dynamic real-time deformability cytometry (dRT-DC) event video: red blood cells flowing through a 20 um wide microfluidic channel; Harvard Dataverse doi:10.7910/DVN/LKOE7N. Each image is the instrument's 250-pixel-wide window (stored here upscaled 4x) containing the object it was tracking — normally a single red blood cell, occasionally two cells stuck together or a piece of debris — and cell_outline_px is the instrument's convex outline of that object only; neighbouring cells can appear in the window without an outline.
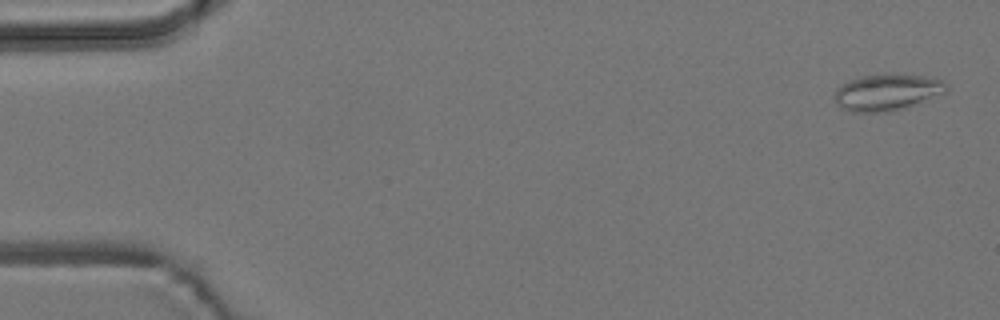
{"species": "common noctule bat (a hibernating species)", "species_latin": "Nyctalus noctula", "temperature_condition": "room temperature", "stored_images_in_passage": 5, "camera_frame_rate_fps": 3000, "um_per_image_px": 0.085, "animal": {"sex": "male", "body_mass_g": 19.2, "forearm_length_mm": 51.8}, "frame": {"image": 1, "passage_image": 1, "time_ms": 0.0, "image_size_px": [1000, 320], "cell_outline_px": [[948, 92], [900, 108], [884, 112], [852, 112], [840, 108], [832, 96], [836, 88], [848, 80], [864, 76], [888, 72], [924, 76], [944, 80], [948, 84]], "centroid_in_image_um": [75.37, 7.81], "position_along_channel_um": 9.6, "area_um2": 24.04}}
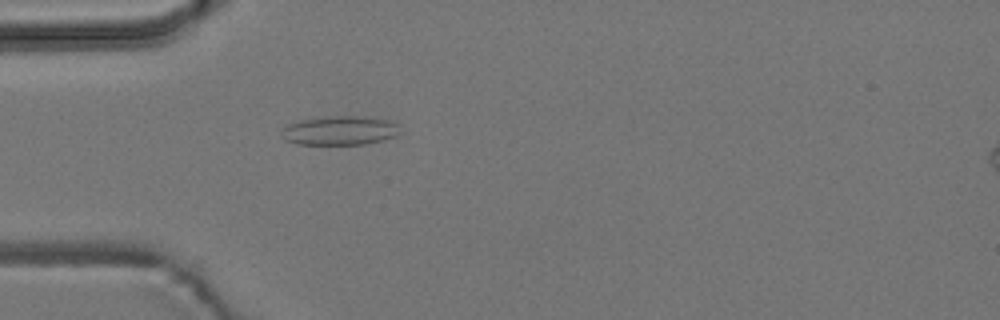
{"frame": {"image": 2, "passage_image": 5, "time_ms": 4.667, "image_size_px": [1000, 320], "cell_outline_px": [[396, 132], [392, 136], [384, 140], [364, 144], [296, 144], [284, 140], [280, 132], [288, 124], [300, 120], [328, 116], [364, 116], [388, 120], [396, 124]], "centroid_in_image_um": [28.8, 11.09], "position_along_channel_um": 56.2, "area_um2": 19.83}}